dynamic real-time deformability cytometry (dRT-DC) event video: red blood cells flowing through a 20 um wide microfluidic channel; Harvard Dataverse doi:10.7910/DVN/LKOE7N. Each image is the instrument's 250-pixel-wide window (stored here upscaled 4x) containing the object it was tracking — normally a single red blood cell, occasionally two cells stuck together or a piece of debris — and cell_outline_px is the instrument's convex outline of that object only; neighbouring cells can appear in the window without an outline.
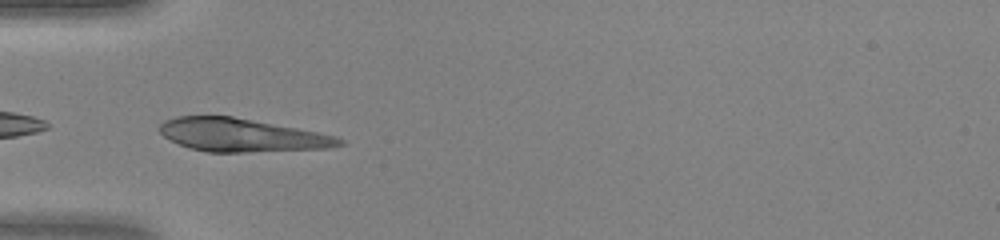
{"species": "human", "species_latin": "Homo sapiens", "temperature_condition": "warm", "stored_images_in_passage": 32, "camera_frame_rate_fps": 3000, "um_per_image_px": 0.085, "donor": {"sex": "female"}, "frame": {"image": 1, "passage_image": 1, "time_ms": 0.0, "image_size_px": [1000, 240], "cell_outline_px": [[344, 144], [328, 148], [248, 152], [208, 152], [188, 148], [164, 136], [156, 128], [164, 120], [176, 116], [232, 116], [296, 128], [336, 136], [344, 140]], "centroid_in_image_um": [20.5, 11.48], "position_along_channel_um": 64.5, "area_um2": 34.56}}